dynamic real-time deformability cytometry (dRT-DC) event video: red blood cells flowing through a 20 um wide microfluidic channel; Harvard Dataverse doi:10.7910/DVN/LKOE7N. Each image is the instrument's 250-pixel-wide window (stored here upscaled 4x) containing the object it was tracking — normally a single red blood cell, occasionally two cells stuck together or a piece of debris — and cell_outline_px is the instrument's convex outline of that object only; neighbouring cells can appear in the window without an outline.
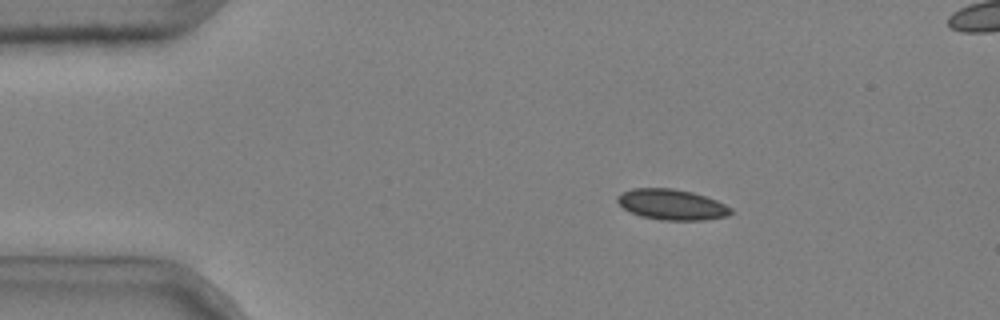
{"species": "common noctule bat (a hibernating species)", "species_latin": "Nyctalus noctula", "temperature_condition": "cold", "stored_images_in_passage": 5, "camera_frame_rate_fps": 3000, "um_per_image_px": 0.085, "animal": {"sex": "male", "body_mass_g": 20.4}, "frame": {"image": 1, "passage_image": 3, "time_ms": 0.667, "image_size_px": [1000, 320], "cell_outline_px": [[732, 212], [728, 216], [704, 220], [660, 220], [640, 216], [624, 208], [616, 200], [616, 196], [620, 192], [632, 188], [672, 188], [692, 192], [716, 200], [732, 208]], "centroid_in_image_um": [57.08, 17.38], "position_along_channel_um": 27.9, "area_um2": 20.29}}